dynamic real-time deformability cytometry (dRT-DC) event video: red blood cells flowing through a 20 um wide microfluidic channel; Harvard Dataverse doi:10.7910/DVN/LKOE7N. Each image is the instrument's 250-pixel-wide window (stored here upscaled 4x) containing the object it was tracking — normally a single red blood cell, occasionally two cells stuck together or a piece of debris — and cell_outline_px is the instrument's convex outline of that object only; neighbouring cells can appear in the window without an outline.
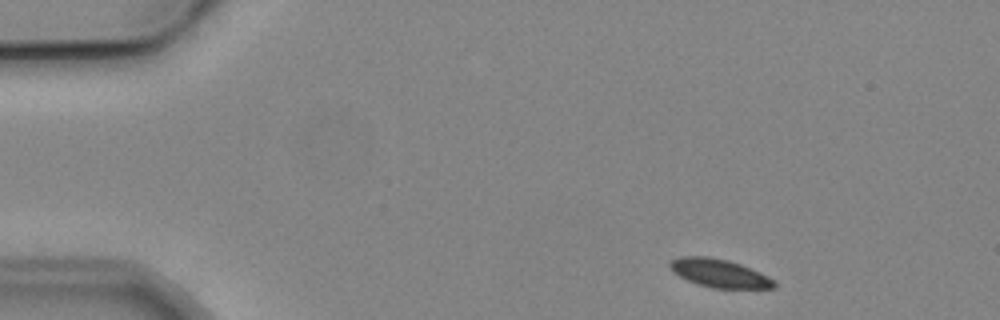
{"species": "common noctule bat (a hibernating species)", "species_latin": "Nyctalus noctula", "temperature_condition": "cold", "stored_images_in_passage": 8, "camera_frame_rate_fps": 3000, "um_per_image_px": 0.085, "animal": {"sex": "male", "body_mass_g": 19.2, "forearm_length_mm": 51.8}, "frame": {"image": 1, "passage_image": 1, "time_ms": 0.0, "image_size_px": [1000, 320], "cell_outline_px": [[776, 288], [712, 288], [688, 280], [672, 272], [668, 268], [668, 264], [672, 260], [680, 256], [708, 256], [728, 260], [740, 264], [760, 272], [776, 280]], "centroid_in_image_um": [61.15, 23.21], "position_along_channel_um": 23.9, "area_um2": 17.22}}
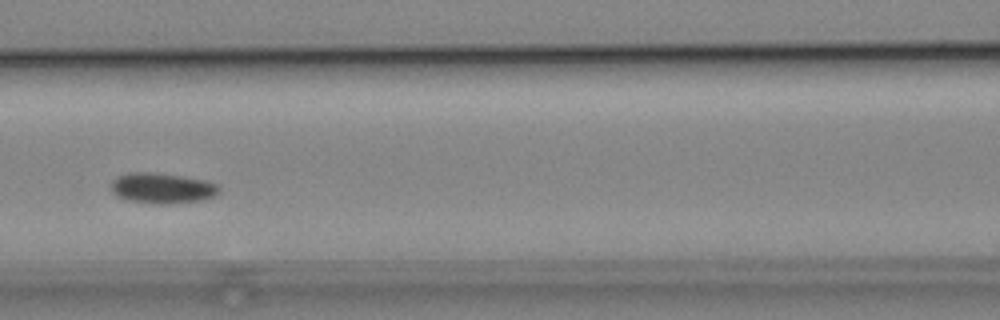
{"frame": {"image": 2, "passage_image": 6, "time_ms": 5.667, "image_size_px": [1000, 320], "cell_outline_px": [[220, 192], [216, 196], [200, 200], [168, 204], [152, 204], [128, 200], [112, 192], [112, 180], [116, 176], [128, 172], [152, 172], [180, 176], [204, 180], [220, 184]], "centroid_in_image_um": [13.81, 15.99], "position_along_channel_um": 152.8, "area_um2": 19.31}}
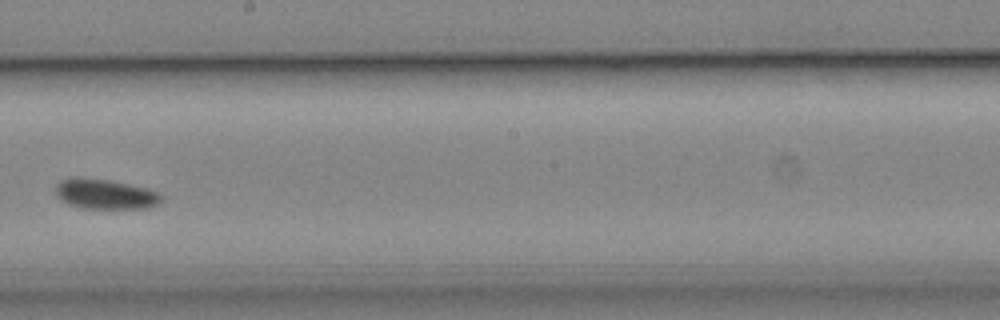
{"frame": {"image": 3, "passage_image": 8, "time_ms": 8.0, "image_size_px": [1000, 320], "cell_outline_px": [[164, 200], [148, 208], [80, 208], [68, 204], [56, 196], [56, 184], [60, 180], [68, 176], [76, 176], [108, 180], [148, 188], [164, 196]], "centroid_in_image_um": [8.91, 16.48], "position_along_channel_um": 239.3, "area_um2": 18.73}}